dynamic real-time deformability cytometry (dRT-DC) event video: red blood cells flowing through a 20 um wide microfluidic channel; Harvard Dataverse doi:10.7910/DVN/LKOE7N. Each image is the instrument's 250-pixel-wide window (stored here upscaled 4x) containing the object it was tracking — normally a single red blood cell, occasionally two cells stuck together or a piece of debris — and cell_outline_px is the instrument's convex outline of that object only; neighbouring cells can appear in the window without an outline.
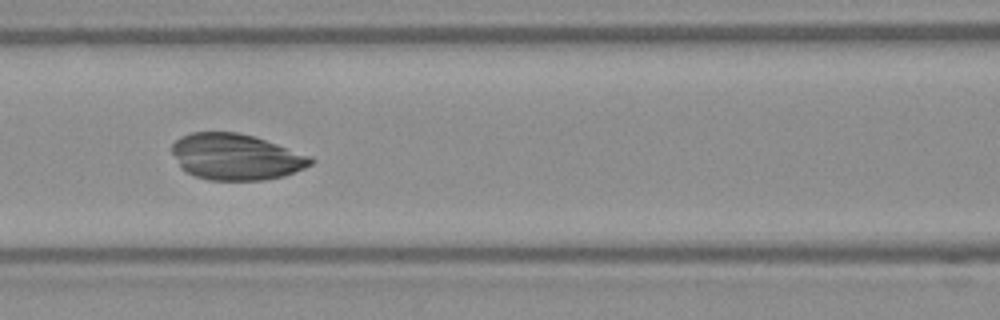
{"species": "Egyptian fruit bat (a non-hibernating species)", "species_latin": "Rousettus aegyptiacus", "temperature_condition": "warm", "stored_images_in_passage": 50, "camera_frame_rate_fps": 3000, "um_per_image_px": 0.085, "frame": {"image": 1, "passage_image": 21, "time_ms": 6.667, "image_size_px": [1000, 320], "cell_outline_px": [[316, 160], [312, 164], [304, 168], [284, 176], [264, 180], [208, 180], [184, 172], [180, 168], [172, 152], [172, 144], [180, 136], [192, 132], [236, 132], [256, 136], [312, 156]], "centroid_in_image_um": [20.06, 13.33], "position_along_channel_um": 146.5, "area_um2": 37.69}}